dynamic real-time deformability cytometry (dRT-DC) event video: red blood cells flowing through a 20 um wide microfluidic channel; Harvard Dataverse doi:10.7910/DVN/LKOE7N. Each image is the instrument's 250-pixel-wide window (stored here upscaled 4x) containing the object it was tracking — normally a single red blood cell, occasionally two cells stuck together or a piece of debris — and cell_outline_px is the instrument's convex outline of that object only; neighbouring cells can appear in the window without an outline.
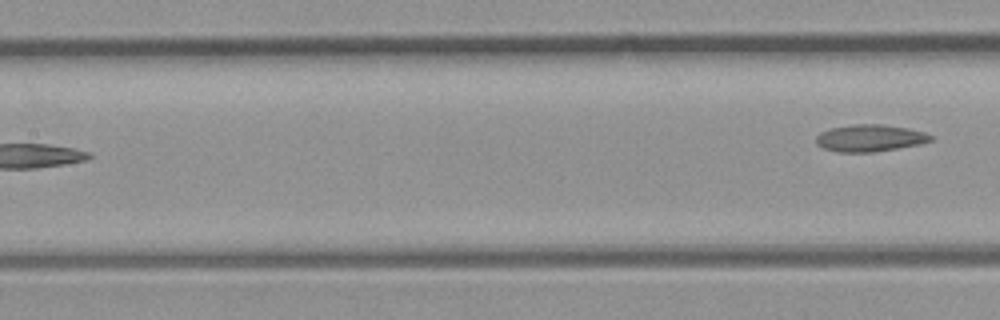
{"species": "common noctule bat (a hibernating species)", "species_latin": "Nyctalus noctula", "temperature_condition": "room temperature", "stored_images_in_passage": 5, "segment_of_instrument_passage": [2, 2], "camera_frame_rate_fps": 3000, "um_per_image_px": 0.085, "animal": {"sex": "male", "body_mass_g": 23.1, "forearm_length_mm": 52.7}, "frame": {"image": 1, "passage_image": 5, "time_ms": 1.333, "image_size_px": [1000, 320], "cell_outline_px": [[932, 140], [920, 144], [872, 152], [836, 152], [824, 148], [816, 144], [816, 136], [820, 132], [832, 128], [856, 124], [880, 124], [908, 128], [924, 132], [932, 136]], "centroid_in_image_um": [73.92, 11.73], "position_along_channel_um": 133.5, "area_um2": 17.86}}